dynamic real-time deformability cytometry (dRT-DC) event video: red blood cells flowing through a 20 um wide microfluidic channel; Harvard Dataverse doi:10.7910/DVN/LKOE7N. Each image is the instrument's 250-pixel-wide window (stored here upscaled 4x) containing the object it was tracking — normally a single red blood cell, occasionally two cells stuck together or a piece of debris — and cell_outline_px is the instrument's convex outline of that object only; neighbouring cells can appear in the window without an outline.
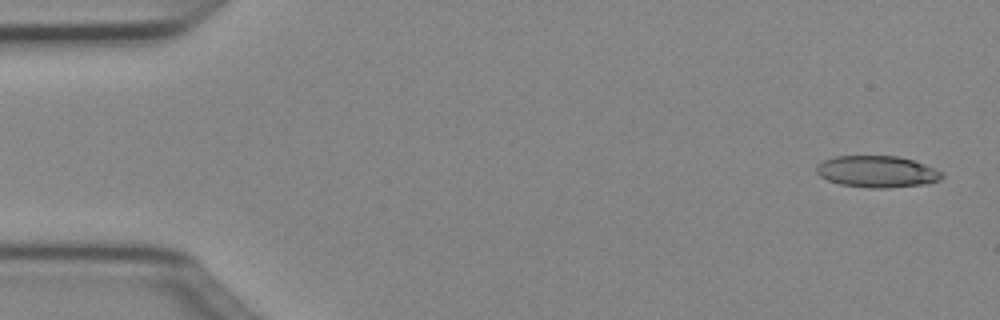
{"species": "Egyptian fruit bat (a non-hibernating species)", "species_latin": "Rousettus aegyptiacus", "temperature_condition": "cold", "stored_images_in_passage": 4, "camera_frame_rate_fps": 3000, "um_per_image_px": 0.085, "animal": {"sex": "female"}, "frame": {"image": 1, "passage_image": 1, "time_ms": 0.0, "image_size_px": [1000, 320], "cell_outline_px": [[944, 176], [940, 180], [924, 184], [888, 188], [868, 188], [840, 184], [828, 180], [820, 176], [816, 172], [816, 164], [824, 160], [836, 156], [900, 156], [936, 168], [944, 172]], "centroid_in_image_um": [74.57, 14.59], "position_along_channel_um": 10.4, "area_um2": 23.29}}
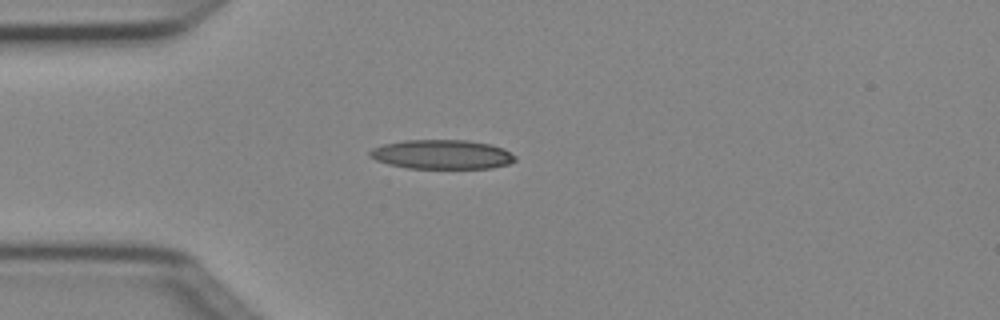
{"frame": {"image": 2, "passage_image": 4, "time_ms": 1.0, "image_size_px": [1000, 320], "cell_outline_px": [[516, 160], [508, 164], [492, 168], [408, 168], [388, 164], [376, 160], [368, 156], [368, 152], [372, 148], [384, 144], [404, 140], [468, 140], [492, 144], [504, 148], [516, 156]], "centroid_in_image_um": [37.57, 13.12], "position_along_channel_um": 47.4, "area_um2": 24.97}}